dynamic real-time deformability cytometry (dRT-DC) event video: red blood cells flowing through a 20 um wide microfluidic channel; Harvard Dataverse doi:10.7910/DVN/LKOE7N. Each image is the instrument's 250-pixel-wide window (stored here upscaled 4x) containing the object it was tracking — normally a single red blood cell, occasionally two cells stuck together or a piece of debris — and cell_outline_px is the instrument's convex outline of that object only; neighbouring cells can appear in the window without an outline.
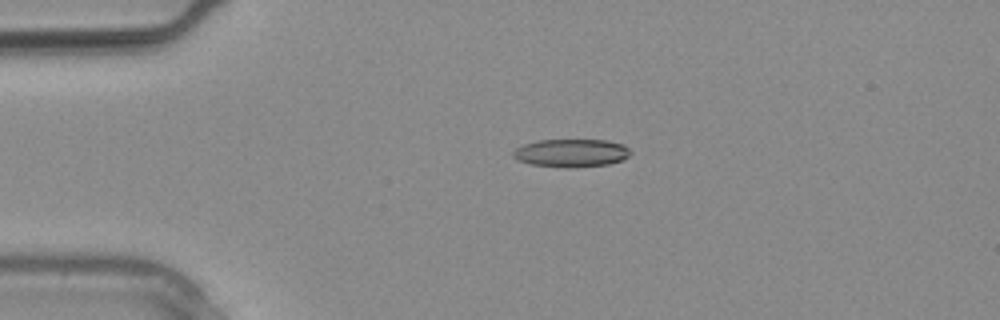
{"species": "common noctule bat (a hibernating species)", "species_latin": "Nyctalus noctula", "temperature_condition": "warm", "stored_images_in_passage": 2, "camera_frame_rate_fps": 3000, "um_per_image_px": 0.085, "animal": {"sex": "male", "body_mass_g": 20.4}, "frame": {"image": 1, "passage_image": 2, "time_ms": 0.333, "image_size_px": [1000, 320], "cell_outline_px": [[632, 152], [628, 156], [620, 160], [608, 164], [572, 168], [568, 168], [532, 164], [516, 160], [512, 156], [512, 152], [516, 148], [524, 144], [540, 140], [608, 140], [624, 144]], "centroid_in_image_um": [48.55, 13.0], "position_along_channel_um": 36.4, "area_um2": 19.19}}